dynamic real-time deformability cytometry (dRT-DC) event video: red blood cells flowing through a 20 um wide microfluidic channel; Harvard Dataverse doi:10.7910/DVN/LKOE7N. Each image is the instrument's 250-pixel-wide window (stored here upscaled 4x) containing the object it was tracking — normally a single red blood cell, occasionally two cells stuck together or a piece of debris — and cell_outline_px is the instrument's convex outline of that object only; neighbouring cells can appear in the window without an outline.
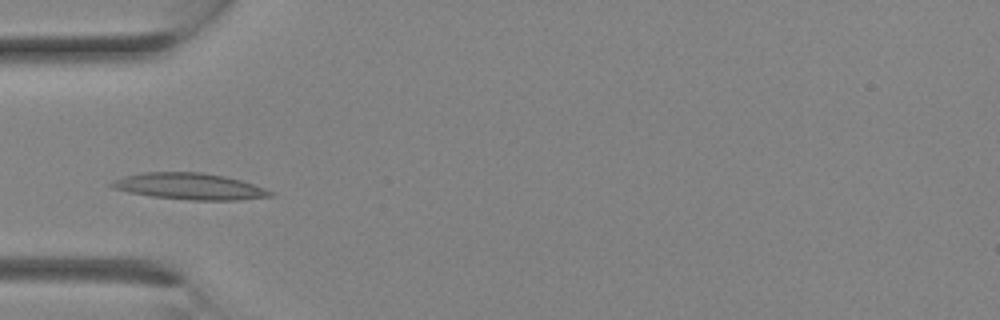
{"species": "Egyptian fruit bat (a non-hibernating species)", "species_latin": "Rousettus aegyptiacus", "temperature_condition": "room temperature", "stored_images_in_passage": 12, "camera_frame_rate_fps": 3000, "um_per_image_px": 0.085, "animal": {"sex": "female"}, "frame": {"image": 1, "passage_image": 1, "time_ms": 0.0, "image_size_px": [1000, 320], "cell_outline_px": [[276, 192], [272, 196], [240, 200], [192, 200], [152, 196], [128, 192], [112, 188], [108, 184], [124, 176], [144, 172], [204, 172], [224, 176], [240, 180]], "centroid_in_image_um": [16.13, 15.84], "position_along_channel_um": 68.9, "area_um2": 24.33}}
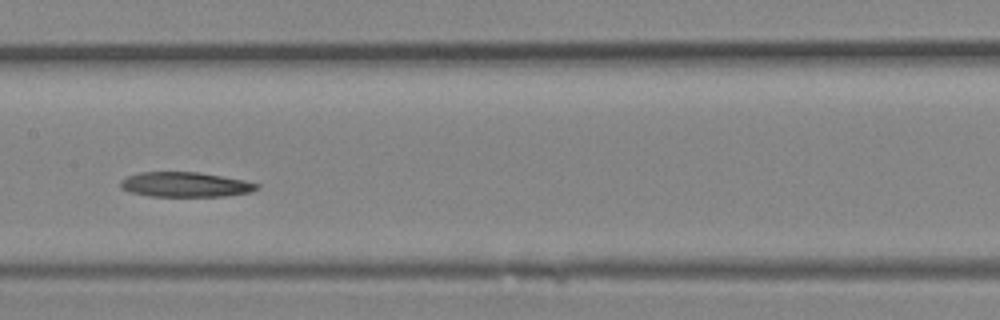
{"frame": {"image": 2, "passage_image": 6, "time_ms": 1.667, "image_size_px": [1000, 320], "cell_outline_px": [[260, 188], [252, 192], [224, 196], [148, 196], [128, 192], [120, 188], [120, 180], [128, 176], [140, 172], [200, 172], [244, 180], [260, 184]], "centroid_in_image_um": [15.75, 15.69], "position_along_channel_um": 191.7, "area_um2": 19.94}}
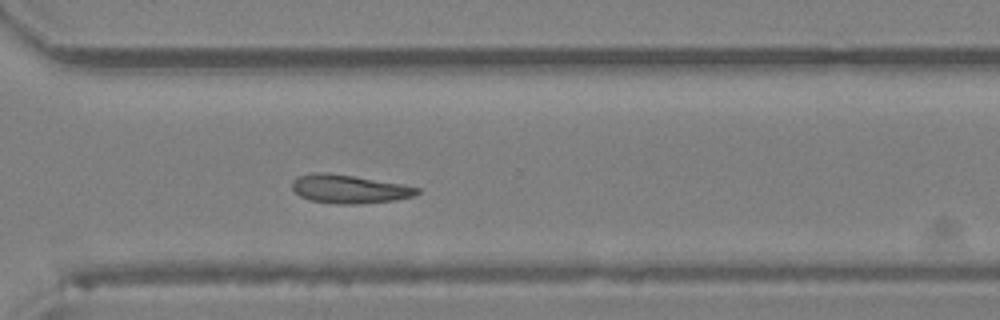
{"frame": {"image": 3, "passage_image": 12, "time_ms": 3.667, "image_size_px": [1000, 320], "cell_outline_px": [[420, 192], [412, 196], [392, 200], [356, 204], [336, 204], [312, 200], [300, 196], [292, 188], [292, 180], [296, 176], [312, 172], [328, 172], [400, 184], [420, 188]], "centroid_in_image_um": [29.61, 16.05], "position_along_channel_um": 341.0, "area_um2": 20.52}}